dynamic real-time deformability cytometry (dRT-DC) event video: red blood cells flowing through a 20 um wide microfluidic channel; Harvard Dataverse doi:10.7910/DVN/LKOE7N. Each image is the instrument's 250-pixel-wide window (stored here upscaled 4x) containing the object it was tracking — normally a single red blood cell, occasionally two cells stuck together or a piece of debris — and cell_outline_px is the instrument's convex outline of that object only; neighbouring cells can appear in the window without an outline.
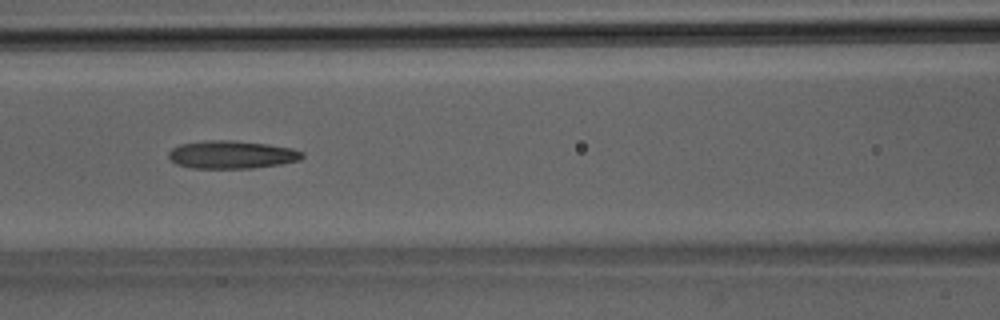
{"species": "Egyptian fruit bat (a non-hibernating species)", "species_latin": "Rousettus aegyptiacus", "temperature_condition": "room temperature", "stored_images_in_passage": 41, "segment_of_instrument_passage": [1, 2], "camera_frame_rate_fps": 3000, "um_per_image_px": 0.085, "animal": {"sex": "male"}, "frame": {"image": 1, "passage_image": 18, "time_ms": 5.667, "image_size_px": [1000, 320], "cell_outline_px": [[304, 156], [300, 160], [280, 164], [252, 168], [192, 168], [176, 164], [168, 156], [168, 152], [172, 148], [180, 144], [204, 140], [232, 140], [268, 144], [292, 148], [304, 152]], "centroid_in_image_um": [19.7, 13.14], "position_along_channel_um": 146.9, "area_um2": 21.85}}
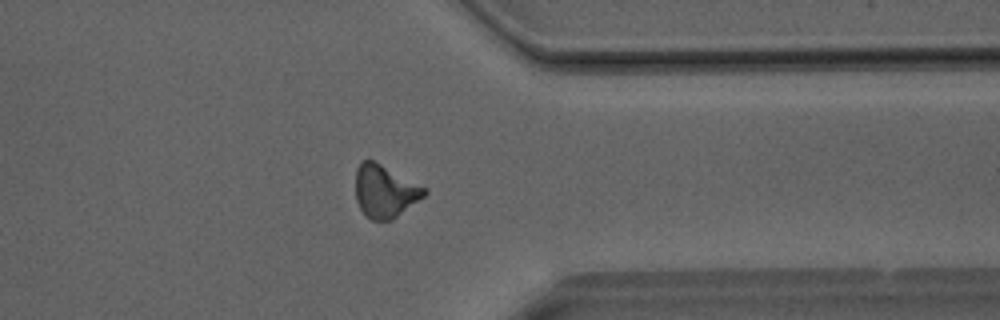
{"frame": {"image": 2, "passage_image": 32, "time_ms": 10.333, "image_size_px": [1000, 320], "cell_outline_px": [[428, 192], [424, 196], [392, 220], [372, 220], [360, 208], [356, 200], [356, 168], [364, 160], [372, 160], [428, 188]], "centroid_in_image_um": [32.73, 16.26], "position_along_channel_um": 378.7, "area_um2": 20.81}}
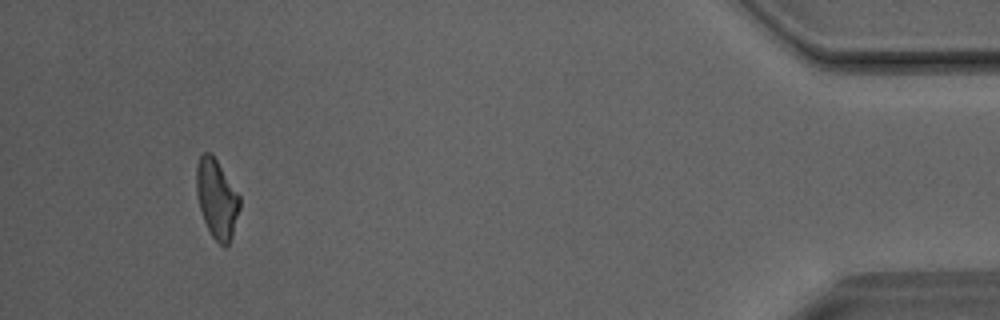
{"frame": {"image": 3, "passage_image": 38, "time_ms": 12.333, "image_size_px": [1000, 320], "cell_outline_px": [[240, 208], [232, 236], [228, 244], [224, 248], [212, 236], [204, 220], [200, 208], [196, 192], [196, 168], [200, 156], [204, 152], [212, 152], [240, 196]], "centroid_in_image_um": [18.43, 16.87], "position_along_channel_um": 416.8, "area_um2": 19.88}}